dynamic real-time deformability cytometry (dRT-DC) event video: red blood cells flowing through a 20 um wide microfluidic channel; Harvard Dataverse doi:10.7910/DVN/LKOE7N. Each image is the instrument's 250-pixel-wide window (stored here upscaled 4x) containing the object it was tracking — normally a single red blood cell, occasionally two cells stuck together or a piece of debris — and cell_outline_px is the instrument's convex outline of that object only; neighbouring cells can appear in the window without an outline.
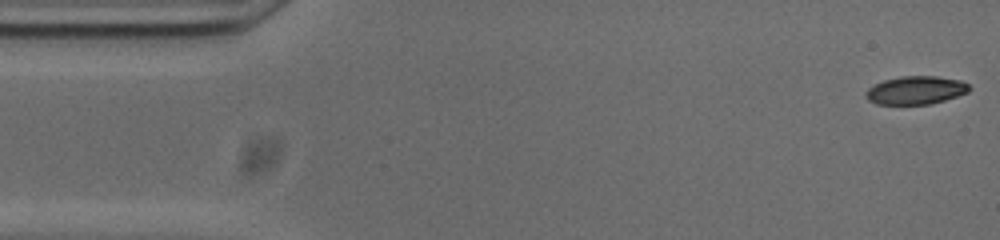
{"species": "common noctule bat (a hibernating species)", "species_latin": "Nyctalus noctula", "temperature_condition": "cold", "stored_images_in_passage": 53, "camera_frame_rate_fps": 3000, "um_per_image_px": 0.085, "animal": {"sex": "male", "body_mass_g": 20.0, "forearm_length_mm": 53.3}, "frame": {"image": 1, "passage_image": 1, "time_ms": 0.0, "image_size_px": [1000, 240], "cell_outline_px": [[972, 88], [968, 92], [944, 100], [928, 104], [876, 104], [868, 100], [864, 96], [864, 92], [868, 88], [884, 80], [900, 76], [936, 76], [960, 80], [968, 84]], "centroid_in_image_um": [77.82, 7.66], "position_along_channel_um": 7.2, "area_um2": 16.99}}
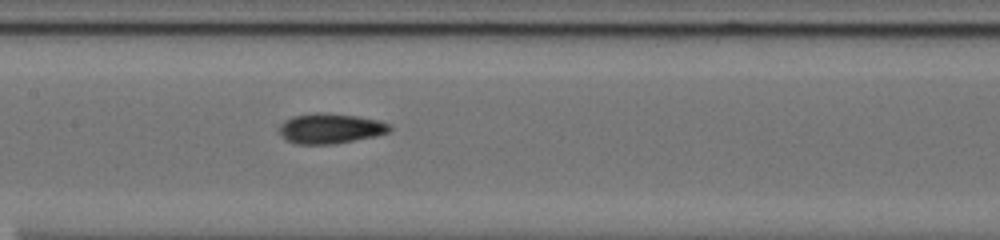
{"frame": {"image": 2, "passage_image": 24, "time_ms": 7.667, "image_size_px": [1000, 240], "cell_outline_px": [[392, 128], [388, 132], [376, 136], [336, 144], [292, 144], [280, 132], [280, 124], [284, 120], [292, 116], [316, 112], [324, 112], [360, 116], [380, 120], [392, 124]], "centroid_in_image_um": [28.12, 10.91], "position_along_channel_um": 179.3, "area_um2": 19.71}}
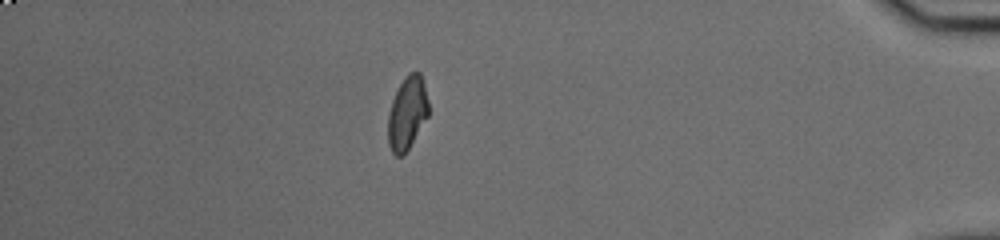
{"frame": {"image": 3, "passage_image": 46, "time_ms": 15.0, "image_size_px": [1000, 240], "cell_outline_px": [[428, 116], [404, 156], [396, 156], [392, 152], [388, 144], [388, 116], [392, 100], [404, 76], [408, 72], [420, 72], [424, 84], [428, 100]], "centroid_in_image_um": [34.61, 9.62], "position_along_channel_um": 400.6, "area_um2": 17.28}, "authors_computed_cell_mechanics": {"area_um2": 17.8602, "velocity_mm_per_s": 3.7423, "shape_relaxation_time_tau1_ms": 8.5347, "shape_relaxation_time_tau2_ms": 4.094, "deformation_change_tau1": 0.1645, "deformation_change_tau2": 0.0928}}